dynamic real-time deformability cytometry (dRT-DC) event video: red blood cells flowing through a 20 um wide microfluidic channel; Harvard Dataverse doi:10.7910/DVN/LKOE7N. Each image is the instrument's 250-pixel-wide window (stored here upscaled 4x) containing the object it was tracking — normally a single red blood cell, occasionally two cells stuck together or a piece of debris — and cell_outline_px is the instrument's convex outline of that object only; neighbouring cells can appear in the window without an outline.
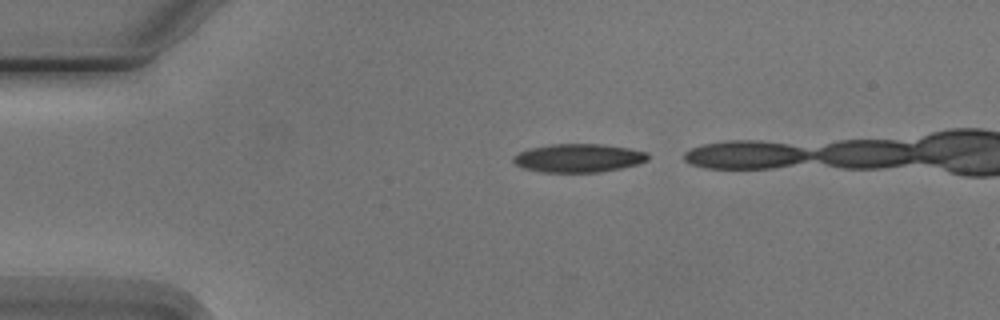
{"species": "Egyptian fruit bat (a non-hibernating species)", "species_latin": "Rousettus aegyptiacus", "temperature_condition": "cold", "stored_images_in_passage": 2, "camera_frame_rate_fps": 3000, "um_per_image_px": 0.085, "animal": {"sex": "male"}, "frame": {"image": 1, "passage_image": 1, "time_ms": 0.0, "image_size_px": [1000, 320], "cell_outline_px": [[648, 160], [636, 164], [620, 168], [596, 172], [540, 172], [524, 168], [512, 164], [512, 156], [528, 148], [552, 144], [604, 144], [628, 148], [648, 152]], "centroid_in_image_um": [49.12, 13.43], "position_along_channel_um": 35.9, "area_um2": 22.37}}